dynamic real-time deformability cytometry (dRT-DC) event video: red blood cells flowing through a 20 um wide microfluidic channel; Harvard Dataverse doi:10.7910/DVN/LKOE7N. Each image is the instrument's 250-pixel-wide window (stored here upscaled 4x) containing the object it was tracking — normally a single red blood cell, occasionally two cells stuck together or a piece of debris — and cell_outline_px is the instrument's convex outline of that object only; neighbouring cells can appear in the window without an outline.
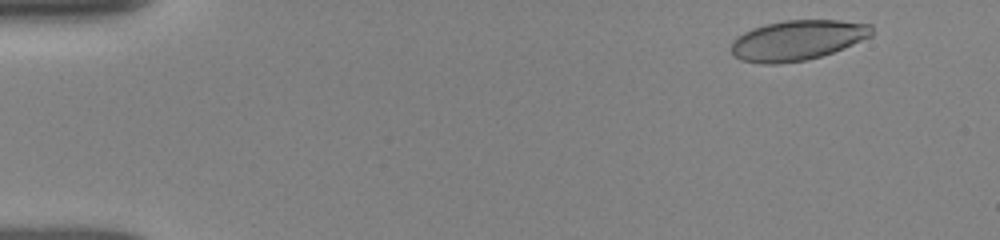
{"species": "human", "species_latin": "Homo sapiens", "temperature_condition": "room temperature", "stored_images_in_passage": 50, "camera_frame_rate_fps": 3000, "um_per_image_px": 0.085, "donor": {"sex": "female"}, "frame": {"image": 1, "passage_image": 3, "time_ms": 0.667, "image_size_px": [1000, 240], "cell_outline_px": [[872, 36], [832, 52], [820, 56], [804, 60], [776, 64], [760, 64], [740, 60], [732, 52], [732, 40], [736, 36], [752, 28], [764, 24], [784, 20], [840, 20], [872, 24]], "centroid_in_image_um": [67.75, 3.41], "position_along_channel_um": 17.2, "area_um2": 32.83}}
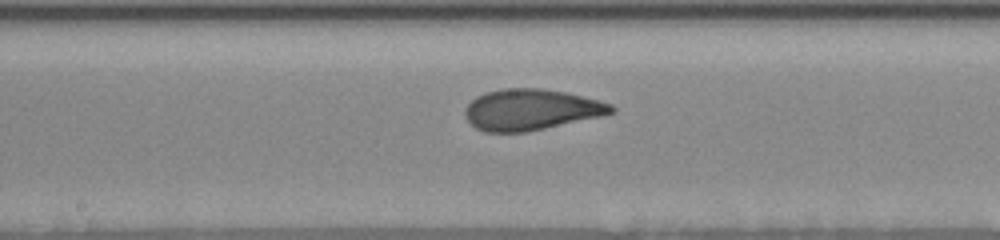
{"frame": {"image": 2, "passage_image": 26, "time_ms": 8.333, "image_size_px": [1000, 240], "cell_outline_px": [[616, 112], [604, 116], [524, 132], [484, 132], [476, 128], [464, 116], [464, 108], [476, 96], [484, 92], [504, 88], [544, 88], [568, 92], [600, 100], [612, 104], [616, 108]], "centroid_in_image_um": [45.17, 9.3], "position_along_channel_um": 203.0, "area_um2": 35.37}}
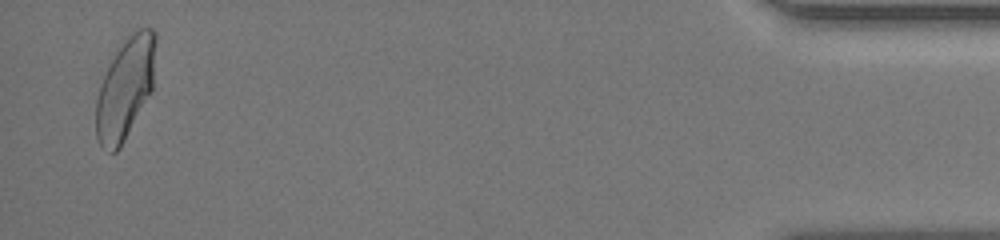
{"frame": {"image": 3, "passage_image": 49, "time_ms": 16.0, "image_size_px": [1000, 240], "cell_outline_px": [[156, 40], [152, 92], [120, 148], [116, 152], [112, 152], [100, 148], [96, 136], [96, 100], [100, 84], [112, 60], [124, 40], [132, 32], [140, 28], [152, 28], [156, 32]], "centroid_in_image_um": [10.66, 7.54], "position_along_channel_um": 424.5, "area_um2": 35.14}, "authors_computed_cell_mechanics": {"area_um2": 34.5066, "velocity_mm_per_s": 3.8895, "shape_relaxation_time_tau1_ms": 3.9149, "shape_relaxation_time_tau2_ms": 0.8377, "deformation_change_tau1": 0.1443, "deformation_change_tau2": 0.0615}}